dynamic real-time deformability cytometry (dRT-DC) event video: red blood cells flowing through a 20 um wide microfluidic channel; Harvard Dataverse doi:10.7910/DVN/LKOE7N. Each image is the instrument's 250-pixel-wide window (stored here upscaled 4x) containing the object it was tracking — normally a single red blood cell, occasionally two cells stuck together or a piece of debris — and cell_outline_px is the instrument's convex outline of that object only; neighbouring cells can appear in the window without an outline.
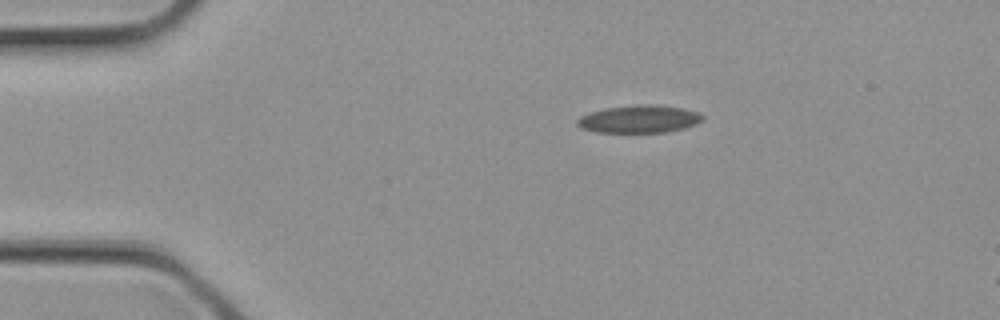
{"species": "common noctule bat (a hibernating species)", "species_latin": "Nyctalus noctula", "temperature_condition": "cold", "stored_images_in_passage": 3, "camera_frame_rate_fps": 3000, "um_per_image_px": 0.085, "animal": {"sex": "female", "body_mass_g": 21.9}, "frame": {"image": 1, "passage_image": 1, "time_ms": 0.0, "image_size_px": [1000, 320], "cell_outline_px": [[704, 120], [696, 124], [684, 128], [668, 132], [596, 132], [580, 128], [576, 124], [576, 120], [580, 116], [592, 112], [608, 108], [636, 104], [656, 104], [684, 108], [696, 112], [704, 116]], "centroid_in_image_um": [54.35, 10.12], "position_along_channel_um": 30.7, "area_um2": 20.29}}